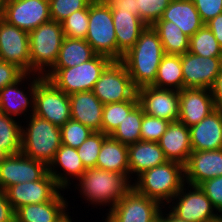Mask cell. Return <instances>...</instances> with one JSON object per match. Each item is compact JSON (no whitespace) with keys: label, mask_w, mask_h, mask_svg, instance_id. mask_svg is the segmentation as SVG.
Wrapping results in <instances>:
<instances>
[{"label":"cell","mask_w":222,"mask_h":222,"mask_svg":"<svg viewBox=\"0 0 222 222\" xmlns=\"http://www.w3.org/2000/svg\"><path fill=\"white\" fill-rule=\"evenodd\" d=\"M18 121V122H17ZM0 112V149L9 155L21 152V121Z\"/></svg>","instance_id":"cell-35"},{"label":"cell","mask_w":222,"mask_h":222,"mask_svg":"<svg viewBox=\"0 0 222 222\" xmlns=\"http://www.w3.org/2000/svg\"><path fill=\"white\" fill-rule=\"evenodd\" d=\"M143 115V109L138 104L127 117H125L110 137L125 145H131L140 141Z\"/></svg>","instance_id":"cell-34"},{"label":"cell","mask_w":222,"mask_h":222,"mask_svg":"<svg viewBox=\"0 0 222 222\" xmlns=\"http://www.w3.org/2000/svg\"><path fill=\"white\" fill-rule=\"evenodd\" d=\"M171 0H137L139 18L147 25L153 26L162 16Z\"/></svg>","instance_id":"cell-41"},{"label":"cell","mask_w":222,"mask_h":222,"mask_svg":"<svg viewBox=\"0 0 222 222\" xmlns=\"http://www.w3.org/2000/svg\"><path fill=\"white\" fill-rule=\"evenodd\" d=\"M34 115L61 128L71 119L69 95L43 77L36 85Z\"/></svg>","instance_id":"cell-10"},{"label":"cell","mask_w":222,"mask_h":222,"mask_svg":"<svg viewBox=\"0 0 222 222\" xmlns=\"http://www.w3.org/2000/svg\"><path fill=\"white\" fill-rule=\"evenodd\" d=\"M85 40L96 54L117 61V42L111 8L103 0L89 5V24Z\"/></svg>","instance_id":"cell-7"},{"label":"cell","mask_w":222,"mask_h":222,"mask_svg":"<svg viewBox=\"0 0 222 222\" xmlns=\"http://www.w3.org/2000/svg\"><path fill=\"white\" fill-rule=\"evenodd\" d=\"M163 208L165 209V222H188V221H185L183 219H180L178 218L177 216H175L170 210L168 211L166 206ZM167 211V212H166Z\"/></svg>","instance_id":"cell-50"},{"label":"cell","mask_w":222,"mask_h":222,"mask_svg":"<svg viewBox=\"0 0 222 222\" xmlns=\"http://www.w3.org/2000/svg\"><path fill=\"white\" fill-rule=\"evenodd\" d=\"M60 129L61 144L76 149L94 132L73 119L67 121Z\"/></svg>","instance_id":"cell-39"},{"label":"cell","mask_w":222,"mask_h":222,"mask_svg":"<svg viewBox=\"0 0 222 222\" xmlns=\"http://www.w3.org/2000/svg\"><path fill=\"white\" fill-rule=\"evenodd\" d=\"M129 179L168 161L158 142L140 140L128 145ZM135 174V175H134ZM133 176V177H132Z\"/></svg>","instance_id":"cell-26"},{"label":"cell","mask_w":222,"mask_h":222,"mask_svg":"<svg viewBox=\"0 0 222 222\" xmlns=\"http://www.w3.org/2000/svg\"><path fill=\"white\" fill-rule=\"evenodd\" d=\"M133 181V188L138 193L166 206L185 184L184 165L166 161L143 171Z\"/></svg>","instance_id":"cell-3"},{"label":"cell","mask_w":222,"mask_h":222,"mask_svg":"<svg viewBox=\"0 0 222 222\" xmlns=\"http://www.w3.org/2000/svg\"><path fill=\"white\" fill-rule=\"evenodd\" d=\"M65 37L85 39L89 24V9H81L72 13L62 22Z\"/></svg>","instance_id":"cell-38"},{"label":"cell","mask_w":222,"mask_h":222,"mask_svg":"<svg viewBox=\"0 0 222 222\" xmlns=\"http://www.w3.org/2000/svg\"><path fill=\"white\" fill-rule=\"evenodd\" d=\"M5 3H6V0H0V16H2L3 14Z\"/></svg>","instance_id":"cell-54"},{"label":"cell","mask_w":222,"mask_h":222,"mask_svg":"<svg viewBox=\"0 0 222 222\" xmlns=\"http://www.w3.org/2000/svg\"><path fill=\"white\" fill-rule=\"evenodd\" d=\"M199 187L211 200V203L222 217V176L202 182Z\"/></svg>","instance_id":"cell-43"},{"label":"cell","mask_w":222,"mask_h":222,"mask_svg":"<svg viewBox=\"0 0 222 222\" xmlns=\"http://www.w3.org/2000/svg\"><path fill=\"white\" fill-rule=\"evenodd\" d=\"M164 55L157 31L152 26H147L141 32L135 45L123 55L121 60L137 90L154 84Z\"/></svg>","instance_id":"cell-1"},{"label":"cell","mask_w":222,"mask_h":222,"mask_svg":"<svg viewBox=\"0 0 222 222\" xmlns=\"http://www.w3.org/2000/svg\"><path fill=\"white\" fill-rule=\"evenodd\" d=\"M74 183L75 190L79 191L80 197L87 201L88 206L95 204L93 207L98 205L100 209L101 206H108L109 211L133 188L132 181L127 176L98 168L86 169Z\"/></svg>","instance_id":"cell-2"},{"label":"cell","mask_w":222,"mask_h":222,"mask_svg":"<svg viewBox=\"0 0 222 222\" xmlns=\"http://www.w3.org/2000/svg\"><path fill=\"white\" fill-rule=\"evenodd\" d=\"M164 156L168 161L185 165L192 152L189 127L182 122L173 121L158 141Z\"/></svg>","instance_id":"cell-23"},{"label":"cell","mask_w":222,"mask_h":222,"mask_svg":"<svg viewBox=\"0 0 222 222\" xmlns=\"http://www.w3.org/2000/svg\"><path fill=\"white\" fill-rule=\"evenodd\" d=\"M111 11H126L132 12L139 17V8L137 0H103Z\"/></svg>","instance_id":"cell-46"},{"label":"cell","mask_w":222,"mask_h":222,"mask_svg":"<svg viewBox=\"0 0 222 222\" xmlns=\"http://www.w3.org/2000/svg\"><path fill=\"white\" fill-rule=\"evenodd\" d=\"M104 220L105 221H103V222H112L107 216H106V218Z\"/></svg>","instance_id":"cell-55"},{"label":"cell","mask_w":222,"mask_h":222,"mask_svg":"<svg viewBox=\"0 0 222 222\" xmlns=\"http://www.w3.org/2000/svg\"><path fill=\"white\" fill-rule=\"evenodd\" d=\"M68 214L70 213L67 212L58 222H72L73 219Z\"/></svg>","instance_id":"cell-53"},{"label":"cell","mask_w":222,"mask_h":222,"mask_svg":"<svg viewBox=\"0 0 222 222\" xmlns=\"http://www.w3.org/2000/svg\"><path fill=\"white\" fill-rule=\"evenodd\" d=\"M163 206L132 188L105 215L112 222H151Z\"/></svg>","instance_id":"cell-12"},{"label":"cell","mask_w":222,"mask_h":222,"mask_svg":"<svg viewBox=\"0 0 222 222\" xmlns=\"http://www.w3.org/2000/svg\"><path fill=\"white\" fill-rule=\"evenodd\" d=\"M204 24L222 13V0H192Z\"/></svg>","instance_id":"cell-44"},{"label":"cell","mask_w":222,"mask_h":222,"mask_svg":"<svg viewBox=\"0 0 222 222\" xmlns=\"http://www.w3.org/2000/svg\"><path fill=\"white\" fill-rule=\"evenodd\" d=\"M26 73L18 66L0 60V90L19 81Z\"/></svg>","instance_id":"cell-45"},{"label":"cell","mask_w":222,"mask_h":222,"mask_svg":"<svg viewBox=\"0 0 222 222\" xmlns=\"http://www.w3.org/2000/svg\"><path fill=\"white\" fill-rule=\"evenodd\" d=\"M152 86L178 91L183 89L181 55L165 54L162 57Z\"/></svg>","instance_id":"cell-32"},{"label":"cell","mask_w":222,"mask_h":222,"mask_svg":"<svg viewBox=\"0 0 222 222\" xmlns=\"http://www.w3.org/2000/svg\"><path fill=\"white\" fill-rule=\"evenodd\" d=\"M43 77L44 76L38 74H25L16 83L1 89L0 112L17 119L22 117V115H24V119H26L31 114H34L36 85ZM25 82L28 85L27 88L22 85V83L24 84ZM22 86L24 89H22ZM25 89L28 90L25 91Z\"/></svg>","instance_id":"cell-11"},{"label":"cell","mask_w":222,"mask_h":222,"mask_svg":"<svg viewBox=\"0 0 222 222\" xmlns=\"http://www.w3.org/2000/svg\"><path fill=\"white\" fill-rule=\"evenodd\" d=\"M48 173V166L38 160L26 157L22 152L10 155L0 165V189L12 185L37 181Z\"/></svg>","instance_id":"cell-18"},{"label":"cell","mask_w":222,"mask_h":222,"mask_svg":"<svg viewBox=\"0 0 222 222\" xmlns=\"http://www.w3.org/2000/svg\"><path fill=\"white\" fill-rule=\"evenodd\" d=\"M192 151L222 149V111L215 109L198 124L189 127Z\"/></svg>","instance_id":"cell-21"},{"label":"cell","mask_w":222,"mask_h":222,"mask_svg":"<svg viewBox=\"0 0 222 222\" xmlns=\"http://www.w3.org/2000/svg\"><path fill=\"white\" fill-rule=\"evenodd\" d=\"M71 119L80 122L94 132H101L103 104L92 91L69 95Z\"/></svg>","instance_id":"cell-24"},{"label":"cell","mask_w":222,"mask_h":222,"mask_svg":"<svg viewBox=\"0 0 222 222\" xmlns=\"http://www.w3.org/2000/svg\"><path fill=\"white\" fill-rule=\"evenodd\" d=\"M117 42V61H121L137 42L147 25L132 12L111 11Z\"/></svg>","instance_id":"cell-25"},{"label":"cell","mask_w":222,"mask_h":222,"mask_svg":"<svg viewBox=\"0 0 222 222\" xmlns=\"http://www.w3.org/2000/svg\"><path fill=\"white\" fill-rule=\"evenodd\" d=\"M0 222H15V211L2 189H0Z\"/></svg>","instance_id":"cell-47"},{"label":"cell","mask_w":222,"mask_h":222,"mask_svg":"<svg viewBox=\"0 0 222 222\" xmlns=\"http://www.w3.org/2000/svg\"><path fill=\"white\" fill-rule=\"evenodd\" d=\"M85 170L77 149L63 144L56 151L54 160L48 166V173L63 190L69 189L71 184H74L73 179L78 180ZM71 180L72 182H70Z\"/></svg>","instance_id":"cell-22"},{"label":"cell","mask_w":222,"mask_h":222,"mask_svg":"<svg viewBox=\"0 0 222 222\" xmlns=\"http://www.w3.org/2000/svg\"><path fill=\"white\" fill-rule=\"evenodd\" d=\"M111 62L109 57L96 54L89 61L74 67L52 68L44 77L68 95L92 91L101 73Z\"/></svg>","instance_id":"cell-6"},{"label":"cell","mask_w":222,"mask_h":222,"mask_svg":"<svg viewBox=\"0 0 222 222\" xmlns=\"http://www.w3.org/2000/svg\"><path fill=\"white\" fill-rule=\"evenodd\" d=\"M214 110L209 89L183 88L179 91V121L187 127L198 124Z\"/></svg>","instance_id":"cell-19"},{"label":"cell","mask_w":222,"mask_h":222,"mask_svg":"<svg viewBox=\"0 0 222 222\" xmlns=\"http://www.w3.org/2000/svg\"><path fill=\"white\" fill-rule=\"evenodd\" d=\"M151 222H165V212L162 208L161 213L155 217Z\"/></svg>","instance_id":"cell-51"},{"label":"cell","mask_w":222,"mask_h":222,"mask_svg":"<svg viewBox=\"0 0 222 222\" xmlns=\"http://www.w3.org/2000/svg\"><path fill=\"white\" fill-rule=\"evenodd\" d=\"M169 121L144 114L141 124V140L158 142L166 132Z\"/></svg>","instance_id":"cell-42"},{"label":"cell","mask_w":222,"mask_h":222,"mask_svg":"<svg viewBox=\"0 0 222 222\" xmlns=\"http://www.w3.org/2000/svg\"><path fill=\"white\" fill-rule=\"evenodd\" d=\"M64 38L62 24L52 20L29 32L30 74L45 76L53 68Z\"/></svg>","instance_id":"cell-5"},{"label":"cell","mask_w":222,"mask_h":222,"mask_svg":"<svg viewBox=\"0 0 222 222\" xmlns=\"http://www.w3.org/2000/svg\"><path fill=\"white\" fill-rule=\"evenodd\" d=\"M92 92L105 105L131 100L137 89L125 65L121 61H112L101 73Z\"/></svg>","instance_id":"cell-9"},{"label":"cell","mask_w":222,"mask_h":222,"mask_svg":"<svg viewBox=\"0 0 222 222\" xmlns=\"http://www.w3.org/2000/svg\"><path fill=\"white\" fill-rule=\"evenodd\" d=\"M107 137L103 132H93L77 148V153L86 169L96 168L101 146Z\"/></svg>","instance_id":"cell-37"},{"label":"cell","mask_w":222,"mask_h":222,"mask_svg":"<svg viewBox=\"0 0 222 222\" xmlns=\"http://www.w3.org/2000/svg\"><path fill=\"white\" fill-rule=\"evenodd\" d=\"M96 168L118 172L129 178L128 145L108 136L101 146Z\"/></svg>","instance_id":"cell-29"},{"label":"cell","mask_w":222,"mask_h":222,"mask_svg":"<svg viewBox=\"0 0 222 222\" xmlns=\"http://www.w3.org/2000/svg\"><path fill=\"white\" fill-rule=\"evenodd\" d=\"M137 97L144 114L169 122L179 120L178 90L145 86L137 90Z\"/></svg>","instance_id":"cell-17"},{"label":"cell","mask_w":222,"mask_h":222,"mask_svg":"<svg viewBox=\"0 0 222 222\" xmlns=\"http://www.w3.org/2000/svg\"><path fill=\"white\" fill-rule=\"evenodd\" d=\"M210 91L212 94L215 109L222 111V68L217 78L215 79V82L212 85Z\"/></svg>","instance_id":"cell-48"},{"label":"cell","mask_w":222,"mask_h":222,"mask_svg":"<svg viewBox=\"0 0 222 222\" xmlns=\"http://www.w3.org/2000/svg\"><path fill=\"white\" fill-rule=\"evenodd\" d=\"M189 52L203 57H222V47L206 25L190 37Z\"/></svg>","instance_id":"cell-36"},{"label":"cell","mask_w":222,"mask_h":222,"mask_svg":"<svg viewBox=\"0 0 222 222\" xmlns=\"http://www.w3.org/2000/svg\"><path fill=\"white\" fill-rule=\"evenodd\" d=\"M167 205L175 216L188 222H217L221 218L211 200L196 185L185 183Z\"/></svg>","instance_id":"cell-8"},{"label":"cell","mask_w":222,"mask_h":222,"mask_svg":"<svg viewBox=\"0 0 222 222\" xmlns=\"http://www.w3.org/2000/svg\"><path fill=\"white\" fill-rule=\"evenodd\" d=\"M96 53L85 39L65 37L53 68H69L92 59Z\"/></svg>","instance_id":"cell-30"},{"label":"cell","mask_w":222,"mask_h":222,"mask_svg":"<svg viewBox=\"0 0 222 222\" xmlns=\"http://www.w3.org/2000/svg\"><path fill=\"white\" fill-rule=\"evenodd\" d=\"M1 17L29 33L51 20L49 0H6Z\"/></svg>","instance_id":"cell-13"},{"label":"cell","mask_w":222,"mask_h":222,"mask_svg":"<svg viewBox=\"0 0 222 222\" xmlns=\"http://www.w3.org/2000/svg\"><path fill=\"white\" fill-rule=\"evenodd\" d=\"M214 34L219 45L222 47V13L205 24Z\"/></svg>","instance_id":"cell-49"},{"label":"cell","mask_w":222,"mask_h":222,"mask_svg":"<svg viewBox=\"0 0 222 222\" xmlns=\"http://www.w3.org/2000/svg\"><path fill=\"white\" fill-rule=\"evenodd\" d=\"M21 122V152L47 166L54 160L56 151L61 146V129L48 120L31 114L26 123ZM26 124V126H25Z\"/></svg>","instance_id":"cell-4"},{"label":"cell","mask_w":222,"mask_h":222,"mask_svg":"<svg viewBox=\"0 0 222 222\" xmlns=\"http://www.w3.org/2000/svg\"><path fill=\"white\" fill-rule=\"evenodd\" d=\"M138 104L137 94L128 101L105 104L103 106L101 132L110 136Z\"/></svg>","instance_id":"cell-33"},{"label":"cell","mask_w":222,"mask_h":222,"mask_svg":"<svg viewBox=\"0 0 222 222\" xmlns=\"http://www.w3.org/2000/svg\"><path fill=\"white\" fill-rule=\"evenodd\" d=\"M0 60L15 64L30 74L29 33L0 16Z\"/></svg>","instance_id":"cell-15"},{"label":"cell","mask_w":222,"mask_h":222,"mask_svg":"<svg viewBox=\"0 0 222 222\" xmlns=\"http://www.w3.org/2000/svg\"><path fill=\"white\" fill-rule=\"evenodd\" d=\"M67 200L60 192L49 202L24 205L15 211V222H58L69 210Z\"/></svg>","instance_id":"cell-27"},{"label":"cell","mask_w":222,"mask_h":222,"mask_svg":"<svg viewBox=\"0 0 222 222\" xmlns=\"http://www.w3.org/2000/svg\"><path fill=\"white\" fill-rule=\"evenodd\" d=\"M183 88L211 89L222 68V57L181 55Z\"/></svg>","instance_id":"cell-14"},{"label":"cell","mask_w":222,"mask_h":222,"mask_svg":"<svg viewBox=\"0 0 222 222\" xmlns=\"http://www.w3.org/2000/svg\"><path fill=\"white\" fill-rule=\"evenodd\" d=\"M158 21H172L189 37L205 25L192 0H171Z\"/></svg>","instance_id":"cell-28"},{"label":"cell","mask_w":222,"mask_h":222,"mask_svg":"<svg viewBox=\"0 0 222 222\" xmlns=\"http://www.w3.org/2000/svg\"><path fill=\"white\" fill-rule=\"evenodd\" d=\"M61 191L64 190L49 173L40 180L12 185L5 190L14 211L27 204L49 202Z\"/></svg>","instance_id":"cell-16"},{"label":"cell","mask_w":222,"mask_h":222,"mask_svg":"<svg viewBox=\"0 0 222 222\" xmlns=\"http://www.w3.org/2000/svg\"><path fill=\"white\" fill-rule=\"evenodd\" d=\"M10 155L3 149H0V165L4 162Z\"/></svg>","instance_id":"cell-52"},{"label":"cell","mask_w":222,"mask_h":222,"mask_svg":"<svg viewBox=\"0 0 222 222\" xmlns=\"http://www.w3.org/2000/svg\"><path fill=\"white\" fill-rule=\"evenodd\" d=\"M184 172L185 183L196 186L222 176V149L192 151L184 165Z\"/></svg>","instance_id":"cell-20"},{"label":"cell","mask_w":222,"mask_h":222,"mask_svg":"<svg viewBox=\"0 0 222 222\" xmlns=\"http://www.w3.org/2000/svg\"><path fill=\"white\" fill-rule=\"evenodd\" d=\"M152 27L159 35L165 54L183 55L189 51L190 37L172 21H157Z\"/></svg>","instance_id":"cell-31"},{"label":"cell","mask_w":222,"mask_h":222,"mask_svg":"<svg viewBox=\"0 0 222 222\" xmlns=\"http://www.w3.org/2000/svg\"><path fill=\"white\" fill-rule=\"evenodd\" d=\"M93 0H49L52 21L62 22L72 13L81 9H89Z\"/></svg>","instance_id":"cell-40"}]
</instances>
